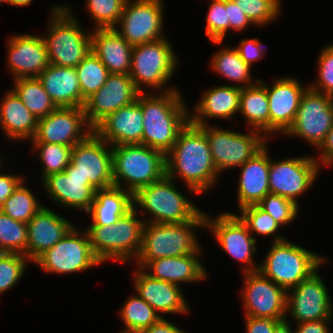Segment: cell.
<instances>
[{"mask_svg": "<svg viewBox=\"0 0 333 333\" xmlns=\"http://www.w3.org/2000/svg\"><path fill=\"white\" fill-rule=\"evenodd\" d=\"M165 163L166 176L184 182L193 198L208 193L221 179L213 163L204 129L190 121L165 155Z\"/></svg>", "mask_w": 333, "mask_h": 333, "instance_id": "cell-1", "label": "cell"}, {"mask_svg": "<svg viewBox=\"0 0 333 333\" xmlns=\"http://www.w3.org/2000/svg\"><path fill=\"white\" fill-rule=\"evenodd\" d=\"M137 100L143 112V145L166 155L190 121L184 95L179 88L157 94L139 93Z\"/></svg>", "mask_w": 333, "mask_h": 333, "instance_id": "cell-2", "label": "cell"}, {"mask_svg": "<svg viewBox=\"0 0 333 333\" xmlns=\"http://www.w3.org/2000/svg\"><path fill=\"white\" fill-rule=\"evenodd\" d=\"M68 4H53L44 41L50 64L76 67L91 51V30L83 27Z\"/></svg>", "mask_w": 333, "mask_h": 333, "instance_id": "cell-3", "label": "cell"}, {"mask_svg": "<svg viewBox=\"0 0 333 333\" xmlns=\"http://www.w3.org/2000/svg\"><path fill=\"white\" fill-rule=\"evenodd\" d=\"M205 230V212L183 223H144L141 249L134 266L142 268L148 261L195 253L202 245L198 229Z\"/></svg>", "mask_w": 333, "mask_h": 333, "instance_id": "cell-4", "label": "cell"}, {"mask_svg": "<svg viewBox=\"0 0 333 333\" xmlns=\"http://www.w3.org/2000/svg\"><path fill=\"white\" fill-rule=\"evenodd\" d=\"M175 52L168 37L133 46L129 75L140 93L179 89L171 84L180 62Z\"/></svg>", "mask_w": 333, "mask_h": 333, "instance_id": "cell-5", "label": "cell"}, {"mask_svg": "<svg viewBox=\"0 0 333 333\" xmlns=\"http://www.w3.org/2000/svg\"><path fill=\"white\" fill-rule=\"evenodd\" d=\"M175 183L165 175L133 194V208L143 216L144 223L189 222L202 211Z\"/></svg>", "mask_w": 333, "mask_h": 333, "instance_id": "cell-6", "label": "cell"}, {"mask_svg": "<svg viewBox=\"0 0 333 333\" xmlns=\"http://www.w3.org/2000/svg\"><path fill=\"white\" fill-rule=\"evenodd\" d=\"M132 208L113 225H89L86 231L92 251L102 262L128 264L135 261L142 244L144 220ZM129 261V262H128Z\"/></svg>", "mask_w": 333, "mask_h": 333, "instance_id": "cell-7", "label": "cell"}, {"mask_svg": "<svg viewBox=\"0 0 333 333\" xmlns=\"http://www.w3.org/2000/svg\"><path fill=\"white\" fill-rule=\"evenodd\" d=\"M259 271L286 291L330 262L328 257L293 243L288 238L272 242Z\"/></svg>", "mask_w": 333, "mask_h": 333, "instance_id": "cell-8", "label": "cell"}, {"mask_svg": "<svg viewBox=\"0 0 333 333\" xmlns=\"http://www.w3.org/2000/svg\"><path fill=\"white\" fill-rule=\"evenodd\" d=\"M114 186L134 194L166 175L165 154L143 144L112 146Z\"/></svg>", "mask_w": 333, "mask_h": 333, "instance_id": "cell-9", "label": "cell"}, {"mask_svg": "<svg viewBox=\"0 0 333 333\" xmlns=\"http://www.w3.org/2000/svg\"><path fill=\"white\" fill-rule=\"evenodd\" d=\"M201 127L205 131L212 160L219 174L227 169L239 168L270 141L253 129L243 133L213 124Z\"/></svg>", "mask_w": 333, "mask_h": 333, "instance_id": "cell-10", "label": "cell"}, {"mask_svg": "<svg viewBox=\"0 0 333 333\" xmlns=\"http://www.w3.org/2000/svg\"><path fill=\"white\" fill-rule=\"evenodd\" d=\"M76 226L33 262L40 270L46 274L70 275L102 264L92 251L86 231Z\"/></svg>", "mask_w": 333, "mask_h": 333, "instance_id": "cell-11", "label": "cell"}, {"mask_svg": "<svg viewBox=\"0 0 333 333\" xmlns=\"http://www.w3.org/2000/svg\"><path fill=\"white\" fill-rule=\"evenodd\" d=\"M204 229L212 233L224 253L241 263V273L259 270V264L254 259V255L258 254L257 240L235 212L224 211L215 217L205 212Z\"/></svg>", "mask_w": 333, "mask_h": 333, "instance_id": "cell-12", "label": "cell"}, {"mask_svg": "<svg viewBox=\"0 0 333 333\" xmlns=\"http://www.w3.org/2000/svg\"><path fill=\"white\" fill-rule=\"evenodd\" d=\"M163 0H126L114 29L132 46L166 37Z\"/></svg>", "mask_w": 333, "mask_h": 333, "instance_id": "cell-13", "label": "cell"}, {"mask_svg": "<svg viewBox=\"0 0 333 333\" xmlns=\"http://www.w3.org/2000/svg\"><path fill=\"white\" fill-rule=\"evenodd\" d=\"M322 169L312 154L280 160L270 157L269 191L299 206L298 199L314 187Z\"/></svg>", "mask_w": 333, "mask_h": 333, "instance_id": "cell-14", "label": "cell"}, {"mask_svg": "<svg viewBox=\"0 0 333 333\" xmlns=\"http://www.w3.org/2000/svg\"><path fill=\"white\" fill-rule=\"evenodd\" d=\"M333 125L332 96L307 88L292 126L284 134L303 140L316 150Z\"/></svg>", "mask_w": 333, "mask_h": 333, "instance_id": "cell-15", "label": "cell"}, {"mask_svg": "<svg viewBox=\"0 0 333 333\" xmlns=\"http://www.w3.org/2000/svg\"><path fill=\"white\" fill-rule=\"evenodd\" d=\"M320 269L321 267L297 286L287 290V321L297 324L333 319L332 297L321 277Z\"/></svg>", "mask_w": 333, "mask_h": 333, "instance_id": "cell-16", "label": "cell"}, {"mask_svg": "<svg viewBox=\"0 0 333 333\" xmlns=\"http://www.w3.org/2000/svg\"><path fill=\"white\" fill-rule=\"evenodd\" d=\"M64 171L79 174L96 189L114 186L112 146L93 131L72 148L71 162Z\"/></svg>", "mask_w": 333, "mask_h": 333, "instance_id": "cell-17", "label": "cell"}, {"mask_svg": "<svg viewBox=\"0 0 333 333\" xmlns=\"http://www.w3.org/2000/svg\"><path fill=\"white\" fill-rule=\"evenodd\" d=\"M243 274L240 290L244 316L286 318L287 291L259 270Z\"/></svg>", "mask_w": 333, "mask_h": 333, "instance_id": "cell-18", "label": "cell"}, {"mask_svg": "<svg viewBox=\"0 0 333 333\" xmlns=\"http://www.w3.org/2000/svg\"><path fill=\"white\" fill-rule=\"evenodd\" d=\"M93 131L86 120L84 108L57 107L46 117L38 119L36 134L28 143H53L74 147Z\"/></svg>", "mask_w": 333, "mask_h": 333, "instance_id": "cell-19", "label": "cell"}, {"mask_svg": "<svg viewBox=\"0 0 333 333\" xmlns=\"http://www.w3.org/2000/svg\"><path fill=\"white\" fill-rule=\"evenodd\" d=\"M259 82L266 88L268 95L270 140L278 134L284 135L292 126L301 97L309 86L293 76L277 77L271 86L261 79Z\"/></svg>", "mask_w": 333, "mask_h": 333, "instance_id": "cell-20", "label": "cell"}, {"mask_svg": "<svg viewBox=\"0 0 333 333\" xmlns=\"http://www.w3.org/2000/svg\"><path fill=\"white\" fill-rule=\"evenodd\" d=\"M139 93L129 74L110 73L105 84L86 99L88 124L94 129L109 114L134 102Z\"/></svg>", "mask_w": 333, "mask_h": 333, "instance_id": "cell-21", "label": "cell"}, {"mask_svg": "<svg viewBox=\"0 0 333 333\" xmlns=\"http://www.w3.org/2000/svg\"><path fill=\"white\" fill-rule=\"evenodd\" d=\"M6 48V68L13 80L38 77L50 65L41 35L14 33L7 39Z\"/></svg>", "mask_w": 333, "mask_h": 333, "instance_id": "cell-22", "label": "cell"}, {"mask_svg": "<svg viewBox=\"0 0 333 333\" xmlns=\"http://www.w3.org/2000/svg\"><path fill=\"white\" fill-rule=\"evenodd\" d=\"M132 274L134 292L145 300L161 317L163 314L189 315L191 307L181 286L154 279L134 266Z\"/></svg>", "mask_w": 333, "mask_h": 333, "instance_id": "cell-23", "label": "cell"}, {"mask_svg": "<svg viewBox=\"0 0 333 333\" xmlns=\"http://www.w3.org/2000/svg\"><path fill=\"white\" fill-rule=\"evenodd\" d=\"M40 183L54 204L85 214L91 208L97 190L79 174L65 171L48 175Z\"/></svg>", "mask_w": 333, "mask_h": 333, "instance_id": "cell-24", "label": "cell"}, {"mask_svg": "<svg viewBox=\"0 0 333 333\" xmlns=\"http://www.w3.org/2000/svg\"><path fill=\"white\" fill-rule=\"evenodd\" d=\"M25 256L33 263L46 250L59 242L74 226L61 214L43 206L27 223Z\"/></svg>", "mask_w": 333, "mask_h": 333, "instance_id": "cell-25", "label": "cell"}, {"mask_svg": "<svg viewBox=\"0 0 333 333\" xmlns=\"http://www.w3.org/2000/svg\"><path fill=\"white\" fill-rule=\"evenodd\" d=\"M241 88L228 85L207 88L189 109L190 122L197 126L209 125V120H235L240 109Z\"/></svg>", "mask_w": 333, "mask_h": 333, "instance_id": "cell-26", "label": "cell"}, {"mask_svg": "<svg viewBox=\"0 0 333 333\" xmlns=\"http://www.w3.org/2000/svg\"><path fill=\"white\" fill-rule=\"evenodd\" d=\"M143 112L136 99L109 114L94 132L109 145L143 144Z\"/></svg>", "mask_w": 333, "mask_h": 333, "instance_id": "cell-27", "label": "cell"}, {"mask_svg": "<svg viewBox=\"0 0 333 333\" xmlns=\"http://www.w3.org/2000/svg\"><path fill=\"white\" fill-rule=\"evenodd\" d=\"M200 247L195 253L183 256L165 257L148 261L141 269L154 279L164 280L178 286L205 281L208 272L200 261L203 255Z\"/></svg>", "mask_w": 333, "mask_h": 333, "instance_id": "cell-28", "label": "cell"}, {"mask_svg": "<svg viewBox=\"0 0 333 333\" xmlns=\"http://www.w3.org/2000/svg\"><path fill=\"white\" fill-rule=\"evenodd\" d=\"M270 141L250 160L239 167L236 202L238 210L257 205L269 191Z\"/></svg>", "mask_w": 333, "mask_h": 333, "instance_id": "cell-29", "label": "cell"}, {"mask_svg": "<svg viewBox=\"0 0 333 333\" xmlns=\"http://www.w3.org/2000/svg\"><path fill=\"white\" fill-rule=\"evenodd\" d=\"M10 89V90H9ZM0 101V128L6 141L29 142L37 131L38 119L9 88Z\"/></svg>", "mask_w": 333, "mask_h": 333, "instance_id": "cell-30", "label": "cell"}, {"mask_svg": "<svg viewBox=\"0 0 333 333\" xmlns=\"http://www.w3.org/2000/svg\"><path fill=\"white\" fill-rule=\"evenodd\" d=\"M132 48L114 28H96L91 31V51L109 73L129 74Z\"/></svg>", "mask_w": 333, "mask_h": 333, "instance_id": "cell-31", "label": "cell"}, {"mask_svg": "<svg viewBox=\"0 0 333 333\" xmlns=\"http://www.w3.org/2000/svg\"><path fill=\"white\" fill-rule=\"evenodd\" d=\"M37 78L57 107H84L86 100L82 97L75 67L50 64Z\"/></svg>", "mask_w": 333, "mask_h": 333, "instance_id": "cell-32", "label": "cell"}, {"mask_svg": "<svg viewBox=\"0 0 333 333\" xmlns=\"http://www.w3.org/2000/svg\"><path fill=\"white\" fill-rule=\"evenodd\" d=\"M133 208V194L121 187L97 189L91 208L86 213L89 225H113Z\"/></svg>", "mask_w": 333, "mask_h": 333, "instance_id": "cell-33", "label": "cell"}, {"mask_svg": "<svg viewBox=\"0 0 333 333\" xmlns=\"http://www.w3.org/2000/svg\"><path fill=\"white\" fill-rule=\"evenodd\" d=\"M239 114L247 128L261 132L269 140V102L266 88L258 81L241 88Z\"/></svg>", "mask_w": 333, "mask_h": 333, "instance_id": "cell-34", "label": "cell"}, {"mask_svg": "<svg viewBox=\"0 0 333 333\" xmlns=\"http://www.w3.org/2000/svg\"><path fill=\"white\" fill-rule=\"evenodd\" d=\"M210 58V69H212L213 72L215 71V74H219L218 76L221 75V78L223 77L234 83L229 85L245 88L255 85L260 79H252L251 70L253 69L241 59L235 47L224 46L219 48Z\"/></svg>", "mask_w": 333, "mask_h": 333, "instance_id": "cell-35", "label": "cell"}, {"mask_svg": "<svg viewBox=\"0 0 333 333\" xmlns=\"http://www.w3.org/2000/svg\"><path fill=\"white\" fill-rule=\"evenodd\" d=\"M13 84L11 89L37 119L46 117L57 108L37 77L18 78Z\"/></svg>", "mask_w": 333, "mask_h": 333, "instance_id": "cell-36", "label": "cell"}, {"mask_svg": "<svg viewBox=\"0 0 333 333\" xmlns=\"http://www.w3.org/2000/svg\"><path fill=\"white\" fill-rule=\"evenodd\" d=\"M127 298L118 312L124 325V329L120 331L141 332L161 318V316L135 292Z\"/></svg>", "mask_w": 333, "mask_h": 333, "instance_id": "cell-37", "label": "cell"}, {"mask_svg": "<svg viewBox=\"0 0 333 333\" xmlns=\"http://www.w3.org/2000/svg\"><path fill=\"white\" fill-rule=\"evenodd\" d=\"M26 180V181H25ZM24 179L0 210L14 220L27 223L44 206ZM30 188V189H29Z\"/></svg>", "mask_w": 333, "mask_h": 333, "instance_id": "cell-38", "label": "cell"}, {"mask_svg": "<svg viewBox=\"0 0 333 333\" xmlns=\"http://www.w3.org/2000/svg\"><path fill=\"white\" fill-rule=\"evenodd\" d=\"M29 146H32V155L39 154L40 182L48 175L63 172L71 162L73 147L53 143H31Z\"/></svg>", "mask_w": 333, "mask_h": 333, "instance_id": "cell-39", "label": "cell"}, {"mask_svg": "<svg viewBox=\"0 0 333 333\" xmlns=\"http://www.w3.org/2000/svg\"><path fill=\"white\" fill-rule=\"evenodd\" d=\"M238 216L246 224L248 230L254 236L273 237L271 242H277L286 239L280 233L282 226L267 212L262 210L258 205H249L238 210ZM280 233V234H279Z\"/></svg>", "mask_w": 333, "mask_h": 333, "instance_id": "cell-40", "label": "cell"}, {"mask_svg": "<svg viewBox=\"0 0 333 333\" xmlns=\"http://www.w3.org/2000/svg\"><path fill=\"white\" fill-rule=\"evenodd\" d=\"M75 68L79 78L80 91L85 100L105 84L110 74L92 51Z\"/></svg>", "mask_w": 333, "mask_h": 333, "instance_id": "cell-41", "label": "cell"}, {"mask_svg": "<svg viewBox=\"0 0 333 333\" xmlns=\"http://www.w3.org/2000/svg\"><path fill=\"white\" fill-rule=\"evenodd\" d=\"M27 250V224L17 221L0 210V252L25 256Z\"/></svg>", "mask_w": 333, "mask_h": 333, "instance_id": "cell-42", "label": "cell"}, {"mask_svg": "<svg viewBox=\"0 0 333 333\" xmlns=\"http://www.w3.org/2000/svg\"><path fill=\"white\" fill-rule=\"evenodd\" d=\"M208 10L205 17V34L212 44H222L225 37L232 36L227 15V0H207Z\"/></svg>", "mask_w": 333, "mask_h": 333, "instance_id": "cell-43", "label": "cell"}, {"mask_svg": "<svg viewBox=\"0 0 333 333\" xmlns=\"http://www.w3.org/2000/svg\"><path fill=\"white\" fill-rule=\"evenodd\" d=\"M126 0H85L84 5L93 21L92 29L114 28L120 19Z\"/></svg>", "mask_w": 333, "mask_h": 333, "instance_id": "cell-44", "label": "cell"}, {"mask_svg": "<svg viewBox=\"0 0 333 333\" xmlns=\"http://www.w3.org/2000/svg\"><path fill=\"white\" fill-rule=\"evenodd\" d=\"M255 27L268 26L281 16L282 0H233Z\"/></svg>", "mask_w": 333, "mask_h": 333, "instance_id": "cell-45", "label": "cell"}, {"mask_svg": "<svg viewBox=\"0 0 333 333\" xmlns=\"http://www.w3.org/2000/svg\"><path fill=\"white\" fill-rule=\"evenodd\" d=\"M30 262L23 254L0 252V296L17 286Z\"/></svg>", "mask_w": 333, "mask_h": 333, "instance_id": "cell-46", "label": "cell"}, {"mask_svg": "<svg viewBox=\"0 0 333 333\" xmlns=\"http://www.w3.org/2000/svg\"><path fill=\"white\" fill-rule=\"evenodd\" d=\"M257 205L281 226L293 223L300 213V206L292 200L273 193H268Z\"/></svg>", "mask_w": 333, "mask_h": 333, "instance_id": "cell-47", "label": "cell"}, {"mask_svg": "<svg viewBox=\"0 0 333 333\" xmlns=\"http://www.w3.org/2000/svg\"><path fill=\"white\" fill-rule=\"evenodd\" d=\"M317 55L316 79L308 84L312 90L333 95V43H328Z\"/></svg>", "mask_w": 333, "mask_h": 333, "instance_id": "cell-48", "label": "cell"}, {"mask_svg": "<svg viewBox=\"0 0 333 333\" xmlns=\"http://www.w3.org/2000/svg\"><path fill=\"white\" fill-rule=\"evenodd\" d=\"M266 44H263L259 38H242L239 44L235 47L239 52L241 59L247 63L251 68H253V63L260 61L265 57Z\"/></svg>", "mask_w": 333, "mask_h": 333, "instance_id": "cell-49", "label": "cell"}, {"mask_svg": "<svg viewBox=\"0 0 333 333\" xmlns=\"http://www.w3.org/2000/svg\"><path fill=\"white\" fill-rule=\"evenodd\" d=\"M227 15L231 32L239 34L247 30L248 27L255 26L233 0H227Z\"/></svg>", "mask_w": 333, "mask_h": 333, "instance_id": "cell-50", "label": "cell"}, {"mask_svg": "<svg viewBox=\"0 0 333 333\" xmlns=\"http://www.w3.org/2000/svg\"><path fill=\"white\" fill-rule=\"evenodd\" d=\"M245 333H274L281 321L275 318L244 316Z\"/></svg>", "mask_w": 333, "mask_h": 333, "instance_id": "cell-51", "label": "cell"}, {"mask_svg": "<svg viewBox=\"0 0 333 333\" xmlns=\"http://www.w3.org/2000/svg\"><path fill=\"white\" fill-rule=\"evenodd\" d=\"M3 168L0 169V207L13 194L17 186L24 180V176L16 173H4Z\"/></svg>", "mask_w": 333, "mask_h": 333, "instance_id": "cell-52", "label": "cell"}, {"mask_svg": "<svg viewBox=\"0 0 333 333\" xmlns=\"http://www.w3.org/2000/svg\"><path fill=\"white\" fill-rule=\"evenodd\" d=\"M316 150L319 154L313 156L314 159L318 162L321 168H326V165L333 160V125L327 132L324 141Z\"/></svg>", "mask_w": 333, "mask_h": 333, "instance_id": "cell-53", "label": "cell"}, {"mask_svg": "<svg viewBox=\"0 0 333 333\" xmlns=\"http://www.w3.org/2000/svg\"><path fill=\"white\" fill-rule=\"evenodd\" d=\"M333 319L315 320L294 324V333H331Z\"/></svg>", "mask_w": 333, "mask_h": 333, "instance_id": "cell-54", "label": "cell"}, {"mask_svg": "<svg viewBox=\"0 0 333 333\" xmlns=\"http://www.w3.org/2000/svg\"><path fill=\"white\" fill-rule=\"evenodd\" d=\"M140 333H188L184 329H181L174 323L161 317L156 323L152 324L150 327L142 330ZM190 333V332H189Z\"/></svg>", "mask_w": 333, "mask_h": 333, "instance_id": "cell-55", "label": "cell"}, {"mask_svg": "<svg viewBox=\"0 0 333 333\" xmlns=\"http://www.w3.org/2000/svg\"><path fill=\"white\" fill-rule=\"evenodd\" d=\"M293 324L286 319L281 320L275 328L274 333H294Z\"/></svg>", "mask_w": 333, "mask_h": 333, "instance_id": "cell-56", "label": "cell"}, {"mask_svg": "<svg viewBox=\"0 0 333 333\" xmlns=\"http://www.w3.org/2000/svg\"><path fill=\"white\" fill-rule=\"evenodd\" d=\"M31 3H33V0H7V4L14 7H27Z\"/></svg>", "mask_w": 333, "mask_h": 333, "instance_id": "cell-57", "label": "cell"}, {"mask_svg": "<svg viewBox=\"0 0 333 333\" xmlns=\"http://www.w3.org/2000/svg\"><path fill=\"white\" fill-rule=\"evenodd\" d=\"M1 155H2V153H0V169L2 168V165L5 163V162H3V160H4L3 158L4 157H3V155L2 156Z\"/></svg>", "mask_w": 333, "mask_h": 333, "instance_id": "cell-58", "label": "cell"}, {"mask_svg": "<svg viewBox=\"0 0 333 333\" xmlns=\"http://www.w3.org/2000/svg\"><path fill=\"white\" fill-rule=\"evenodd\" d=\"M330 166H333V160L330 161V162L328 163V165H326V167H330Z\"/></svg>", "mask_w": 333, "mask_h": 333, "instance_id": "cell-59", "label": "cell"}, {"mask_svg": "<svg viewBox=\"0 0 333 333\" xmlns=\"http://www.w3.org/2000/svg\"><path fill=\"white\" fill-rule=\"evenodd\" d=\"M119 333H140V332H128V331H121Z\"/></svg>", "mask_w": 333, "mask_h": 333, "instance_id": "cell-60", "label": "cell"}, {"mask_svg": "<svg viewBox=\"0 0 333 333\" xmlns=\"http://www.w3.org/2000/svg\"><path fill=\"white\" fill-rule=\"evenodd\" d=\"M7 3V0H0V4Z\"/></svg>", "mask_w": 333, "mask_h": 333, "instance_id": "cell-61", "label": "cell"}]
</instances>
